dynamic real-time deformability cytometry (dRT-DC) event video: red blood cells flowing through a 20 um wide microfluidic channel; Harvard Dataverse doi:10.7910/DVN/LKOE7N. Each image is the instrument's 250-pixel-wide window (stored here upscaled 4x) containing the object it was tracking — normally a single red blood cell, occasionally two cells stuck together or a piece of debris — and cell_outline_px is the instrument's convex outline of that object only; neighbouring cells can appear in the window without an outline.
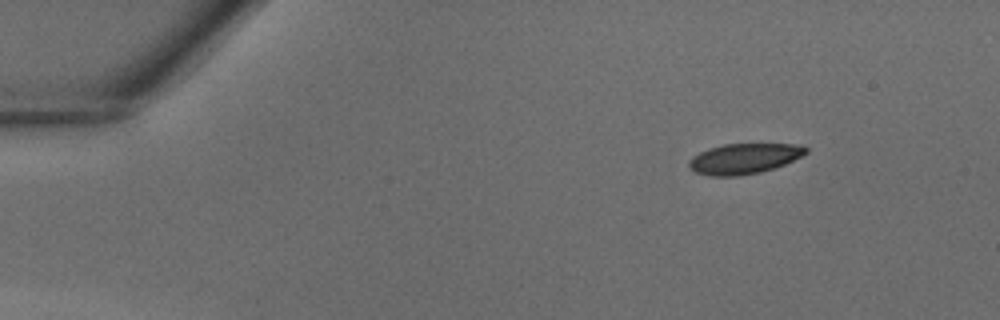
{"species": "common noctule bat (a hibernating species)", "species_latin": "Nyctalus noctula", "temperature_condition": "warm", "stored_images_in_passage": 36, "camera_frame_rate_fps": 3000, "um_per_image_px": 0.085, "animal": {"sex": "male", "body_mass_g": 18.8}, "frame": {"image": 1, "passage_image": 1, "time_ms": 0.0, "image_size_px": [1000, 320], "cell_outline_px": [[808, 152], [784, 164], [760, 172], [736, 176], [712, 176], [696, 172], [688, 164], [692, 156], [708, 148], [724, 144], [796, 144], [808, 148]], "centroid_in_image_um": [63.23, 13.47], "position_along_channel_um": 21.8, "area_um2": 20.4}}
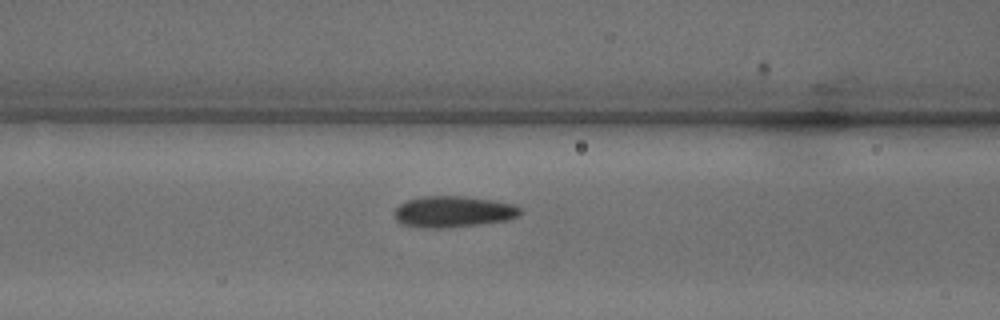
{"frame": {"image": 2, "passage_image": 13, "time_ms": 4.0, "image_size_px": [1000, 320], "cell_outline_px": [[520, 216], [508, 220], [480, 224], [444, 228], [424, 228], [400, 224], [396, 220], [396, 208], [400, 204], [408, 200], [424, 196], [464, 196], [492, 200], [512, 204], [520, 208]], "centroid_in_image_um": [38.53, 18.0], "position_along_channel_um": 128.1, "area_um2": 22.83}}
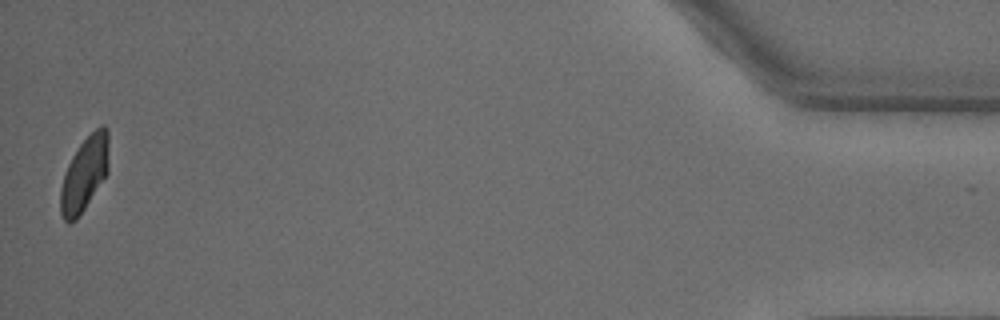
{"frame": {"image": 3, "passage_image": 36, "time_ms": 11.667, "image_size_px": [1000, 320], "cell_outline_px": [[108, 172], [76, 220], [68, 224], [64, 220], [60, 212], [60, 188], [64, 172], [72, 156], [80, 144], [100, 124], [104, 124], [108, 128]], "centroid_in_image_um": [7.17, 14.77], "position_along_channel_um": 428.0, "area_um2": 20.87}}